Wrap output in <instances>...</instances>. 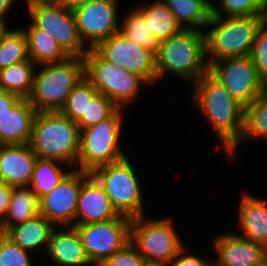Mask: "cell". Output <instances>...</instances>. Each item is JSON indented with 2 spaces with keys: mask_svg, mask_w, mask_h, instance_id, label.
Listing matches in <instances>:
<instances>
[{
  "mask_svg": "<svg viewBox=\"0 0 267 266\" xmlns=\"http://www.w3.org/2000/svg\"><path fill=\"white\" fill-rule=\"evenodd\" d=\"M191 101L202 120L220 140L225 156L240 142L245 127V107L209 72L191 87ZM206 120V121H205Z\"/></svg>",
  "mask_w": 267,
  "mask_h": 266,
  "instance_id": "cell-1",
  "label": "cell"
},
{
  "mask_svg": "<svg viewBox=\"0 0 267 266\" xmlns=\"http://www.w3.org/2000/svg\"><path fill=\"white\" fill-rule=\"evenodd\" d=\"M156 66L157 80L172 75L186 81L190 88L209 72L204 31L181 29L169 39L159 42Z\"/></svg>",
  "mask_w": 267,
  "mask_h": 266,
  "instance_id": "cell-2",
  "label": "cell"
},
{
  "mask_svg": "<svg viewBox=\"0 0 267 266\" xmlns=\"http://www.w3.org/2000/svg\"><path fill=\"white\" fill-rule=\"evenodd\" d=\"M29 145L41 159H51L78 169L80 129L60 111L37 112Z\"/></svg>",
  "mask_w": 267,
  "mask_h": 266,
  "instance_id": "cell-3",
  "label": "cell"
},
{
  "mask_svg": "<svg viewBox=\"0 0 267 266\" xmlns=\"http://www.w3.org/2000/svg\"><path fill=\"white\" fill-rule=\"evenodd\" d=\"M265 15L211 16L204 30L208 65L225 58L249 56Z\"/></svg>",
  "mask_w": 267,
  "mask_h": 266,
  "instance_id": "cell-4",
  "label": "cell"
},
{
  "mask_svg": "<svg viewBox=\"0 0 267 266\" xmlns=\"http://www.w3.org/2000/svg\"><path fill=\"white\" fill-rule=\"evenodd\" d=\"M36 68L29 102L38 112L60 111L74 86L84 78L83 58L69 57Z\"/></svg>",
  "mask_w": 267,
  "mask_h": 266,
  "instance_id": "cell-5",
  "label": "cell"
},
{
  "mask_svg": "<svg viewBox=\"0 0 267 266\" xmlns=\"http://www.w3.org/2000/svg\"><path fill=\"white\" fill-rule=\"evenodd\" d=\"M83 62L84 78L118 108L132 105L141 94V88L151 87L137 73L105 61L93 49H89L83 56Z\"/></svg>",
  "mask_w": 267,
  "mask_h": 266,
  "instance_id": "cell-6",
  "label": "cell"
},
{
  "mask_svg": "<svg viewBox=\"0 0 267 266\" xmlns=\"http://www.w3.org/2000/svg\"><path fill=\"white\" fill-rule=\"evenodd\" d=\"M125 112L118 108L109 118L80 130L79 170L91 173L98 167L127 157L120 143Z\"/></svg>",
  "mask_w": 267,
  "mask_h": 266,
  "instance_id": "cell-7",
  "label": "cell"
},
{
  "mask_svg": "<svg viewBox=\"0 0 267 266\" xmlns=\"http://www.w3.org/2000/svg\"><path fill=\"white\" fill-rule=\"evenodd\" d=\"M138 173L127 156L98 167L90 174L102 186L117 213L132 219L145 215L143 188Z\"/></svg>",
  "mask_w": 267,
  "mask_h": 266,
  "instance_id": "cell-8",
  "label": "cell"
},
{
  "mask_svg": "<svg viewBox=\"0 0 267 266\" xmlns=\"http://www.w3.org/2000/svg\"><path fill=\"white\" fill-rule=\"evenodd\" d=\"M174 223L170 217L148 219L142 215L131 219L130 241L144 261L171 264L185 245Z\"/></svg>",
  "mask_w": 267,
  "mask_h": 266,
  "instance_id": "cell-9",
  "label": "cell"
},
{
  "mask_svg": "<svg viewBox=\"0 0 267 266\" xmlns=\"http://www.w3.org/2000/svg\"><path fill=\"white\" fill-rule=\"evenodd\" d=\"M27 9L35 27L47 31L70 57L83 58L89 48L80 37L72 8L58 0L34 4Z\"/></svg>",
  "mask_w": 267,
  "mask_h": 266,
  "instance_id": "cell-10",
  "label": "cell"
},
{
  "mask_svg": "<svg viewBox=\"0 0 267 266\" xmlns=\"http://www.w3.org/2000/svg\"><path fill=\"white\" fill-rule=\"evenodd\" d=\"M209 73L245 108L267 92L249 56L232 57L209 65Z\"/></svg>",
  "mask_w": 267,
  "mask_h": 266,
  "instance_id": "cell-11",
  "label": "cell"
},
{
  "mask_svg": "<svg viewBox=\"0 0 267 266\" xmlns=\"http://www.w3.org/2000/svg\"><path fill=\"white\" fill-rule=\"evenodd\" d=\"M74 227L92 266L99 265L124 247L131 239V218L124 215L104 222Z\"/></svg>",
  "mask_w": 267,
  "mask_h": 266,
  "instance_id": "cell-12",
  "label": "cell"
},
{
  "mask_svg": "<svg viewBox=\"0 0 267 266\" xmlns=\"http://www.w3.org/2000/svg\"><path fill=\"white\" fill-rule=\"evenodd\" d=\"M93 50L105 61L137 73L151 86L157 84V49L137 45L118 32L100 41Z\"/></svg>",
  "mask_w": 267,
  "mask_h": 266,
  "instance_id": "cell-13",
  "label": "cell"
},
{
  "mask_svg": "<svg viewBox=\"0 0 267 266\" xmlns=\"http://www.w3.org/2000/svg\"><path fill=\"white\" fill-rule=\"evenodd\" d=\"M118 0H95L72 8L80 37L93 49L120 30Z\"/></svg>",
  "mask_w": 267,
  "mask_h": 266,
  "instance_id": "cell-14",
  "label": "cell"
},
{
  "mask_svg": "<svg viewBox=\"0 0 267 266\" xmlns=\"http://www.w3.org/2000/svg\"><path fill=\"white\" fill-rule=\"evenodd\" d=\"M90 173L71 169L63 180L39 199V213L56 226H75L78 195Z\"/></svg>",
  "mask_w": 267,
  "mask_h": 266,
  "instance_id": "cell-15",
  "label": "cell"
},
{
  "mask_svg": "<svg viewBox=\"0 0 267 266\" xmlns=\"http://www.w3.org/2000/svg\"><path fill=\"white\" fill-rule=\"evenodd\" d=\"M215 266H253L267 255V249L236 234L223 232L212 238Z\"/></svg>",
  "mask_w": 267,
  "mask_h": 266,
  "instance_id": "cell-16",
  "label": "cell"
},
{
  "mask_svg": "<svg viewBox=\"0 0 267 266\" xmlns=\"http://www.w3.org/2000/svg\"><path fill=\"white\" fill-rule=\"evenodd\" d=\"M118 216L104 189L90 174L83 181L78 195L75 226L104 222Z\"/></svg>",
  "mask_w": 267,
  "mask_h": 266,
  "instance_id": "cell-17",
  "label": "cell"
},
{
  "mask_svg": "<svg viewBox=\"0 0 267 266\" xmlns=\"http://www.w3.org/2000/svg\"><path fill=\"white\" fill-rule=\"evenodd\" d=\"M36 159L29 144L0 145V182L12 187H28Z\"/></svg>",
  "mask_w": 267,
  "mask_h": 266,
  "instance_id": "cell-18",
  "label": "cell"
},
{
  "mask_svg": "<svg viewBox=\"0 0 267 266\" xmlns=\"http://www.w3.org/2000/svg\"><path fill=\"white\" fill-rule=\"evenodd\" d=\"M37 110L28 98H20L0 112V145L29 144Z\"/></svg>",
  "mask_w": 267,
  "mask_h": 266,
  "instance_id": "cell-19",
  "label": "cell"
},
{
  "mask_svg": "<svg viewBox=\"0 0 267 266\" xmlns=\"http://www.w3.org/2000/svg\"><path fill=\"white\" fill-rule=\"evenodd\" d=\"M251 192H241L238 208L239 236L267 249V202Z\"/></svg>",
  "mask_w": 267,
  "mask_h": 266,
  "instance_id": "cell-20",
  "label": "cell"
},
{
  "mask_svg": "<svg viewBox=\"0 0 267 266\" xmlns=\"http://www.w3.org/2000/svg\"><path fill=\"white\" fill-rule=\"evenodd\" d=\"M45 253L55 266L92 265L74 226H56Z\"/></svg>",
  "mask_w": 267,
  "mask_h": 266,
  "instance_id": "cell-21",
  "label": "cell"
},
{
  "mask_svg": "<svg viewBox=\"0 0 267 266\" xmlns=\"http://www.w3.org/2000/svg\"><path fill=\"white\" fill-rule=\"evenodd\" d=\"M55 228V224L38 214L26 222L11 226L4 234L22 249L33 253L31 251L37 249L47 251Z\"/></svg>",
  "mask_w": 267,
  "mask_h": 266,
  "instance_id": "cell-22",
  "label": "cell"
},
{
  "mask_svg": "<svg viewBox=\"0 0 267 266\" xmlns=\"http://www.w3.org/2000/svg\"><path fill=\"white\" fill-rule=\"evenodd\" d=\"M135 6L158 43L169 39L182 29L163 0H152L150 3L146 1Z\"/></svg>",
  "mask_w": 267,
  "mask_h": 266,
  "instance_id": "cell-23",
  "label": "cell"
},
{
  "mask_svg": "<svg viewBox=\"0 0 267 266\" xmlns=\"http://www.w3.org/2000/svg\"><path fill=\"white\" fill-rule=\"evenodd\" d=\"M22 29L28 41L29 58L36 66L59 63L70 57L44 29L35 27L31 22Z\"/></svg>",
  "mask_w": 267,
  "mask_h": 266,
  "instance_id": "cell-24",
  "label": "cell"
},
{
  "mask_svg": "<svg viewBox=\"0 0 267 266\" xmlns=\"http://www.w3.org/2000/svg\"><path fill=\"white\" fill-rule=\"evenodd\" d=\"M267 142V92L254 100L245 108V127L240 142L225 156L228 160H236L238 148L243 141ZM252 140V141H251Z\"/></svg>",
  "mask_w": 267,
  "mask_h": 266,
  "instance_id": "cell-25",
  "label": "cell"
},
{
  "mask_svg": "<svg viewBox=\"0 0 267 266\" xmlns=\"http://www.w3.org/2000/svg\"><path fill=\"white\" fill-rule=\"evenodd\" d=\"M182 29L204 31L211 17V6L206 0H163Z\"/></svg>",
  "mask_w": 267,
  "mask_h": 266,
  "instance_id": "cell-26",
  "label": "cell"
},
{
  "mask_svg": "<svg viewBox=\"0 0 267 266\" xmlns=\"http://www.w3.org/2000/svg\"><path fill=\"white\" fill-rule=\"evenodd\" d=\"M39 213V199L33 190L28 187H13L10 203L0 226L5 233L11 226L26 222Z\"/></svg>",
  "mask_w": 267,
  "mask_h": 266,
  "instance_id": "cell-27",
  "label": "cell"
},
{
  "mask_svg": "<svg viewBox=\"0 0 267 266\" xmlns=\"http://www.w3.org/2000/svg\"><path fill=\"white\" fill-rule=\"evenodd\" d=\"M35 69L31 59L0 69V90L28 98L33 88Z\"/></svg>",
  "mask_w": 267,
  "mask_h": 266,
  "instance_id": "cell-28",
  "label": "cell"
},
{
  "mask_svg": "<svg viewBox=\"0 0 267 266\" xmlns=\"http://www.w3.org/2000/svg\"><path fill=\"white\" fill-rule=\"evenodd\" d=\"M67 168L68 165L56 160L37 158L29 187L40 199L50 193L71 171Z\"/></svg>",
  "mask_w": 267,
  "mask_h": 266,
  "instance_id": "cell-29",
  "label": "cell"
},
{
  "mask_svg": "<svg viewBox=\"0 0 267 266\" xmlns=\"http://www.w3.org/2000/svg\"><path fill=\"white\" fill-rule=\"evenodd\" d=\"M8 28L0 38V69L29 60L28 41L22 27Z\"/></svg>",
  "mask_w": 267,
  "mask_h": 266,
  "instance_id": "cell-30",
  "label": "cell"
},
{
  "mask_svg": "<svg viewBox=\"0 0 267 266\" xmlns=\"http://www.w3.org/2000/svg\"><path fill=\"white\" fill-rule=\"evenodd\" d=\"M120 30L125 37L135 42L137 45L148 48L157 49L158 42L149 32L147 23L143 16L134 8L127 12L122 20H120Z\"/></svg>",
  "mask_w": 267,
  "mask_h": 266,
  "instance_id": "cell-31",
  "label": "cell"
},
{
  "mask_svg": "<svg viewBox=\"0 0 267 266\" xmlns=\"http://www.w3.org/2000/svg\"><path fill=\"white\" fill-rule=\"evenodd\" d=\"M98 91L85 79L79 81L72 89L60 112L70 120L77 122L86 113L89 101Z\"/></svg>",
  "mask_w": 267,
  "mask_h": 266,
  "instance_id": "cell-32",
  "label": "cell"
},
{
  "mask_svg": "<svg viewBox=\"0 0 267 266\" xmlns=\"http://www.w3.org/2000/svg\"><path fill=\"white\" fill-rule=\"evenodd\" d=\"M216 2L218 3L211 4V16L264 15L263 0H217Z\"/></svg>",
  "mask_w": 267,
  "mask_h": 266,
  "instance_id": "cell-33",
  "label": "cell"
},
{
  "mask_svg": "<svg viewBox=\"0 0 267 266\" xmlns=\"http://www.w3.org/2000/svg\"><path fill=\"white\" fill-rule=\"evenodd\" d=\"M118 107L104 94L97 93L89 101L86 113L76 122L80 130L95 126L109 118Z\"/></svg>",
  "mask_w": 267,
  "mask_h": 266,
  "instance_id": "cell-34",
  "label": "cell"
},
{
  "mask_svg": "<svg viewBox=\"0 0 267 266\" xmlns=\"http://www.w3.org/2000/svg\"><path fill=\"white\" fill-rule=\"evenodd\" d=\"M10 240L4 233L0 235V266H35L31 253Z\"/></svg>",
  "mask_w": 267,
  "mask_h": 266,
  "instance_id": "cell-35",
  "label": "cell"
},
{
  "mask_svg": "<svg viewBox=\"0 0 267 266\" xmlns=\"http://www.w3.org/2000/svg\"><path fill=\"white\" fill-rule=\"evenodd\" d=\"M249 57L259 77L267 85V19L258 30Z\"/></svg>",
  "mask_w": 267,
  "mask_h": 266,
  "instance_id": "cell-36",
  "label": "cell"
},
{
  "mask_svg": "<svg viewBox=\"0 0 267 266\" xmlns=\"http://www.w3.org/2000/svg\"><path fill=\"white\" fill-rule=\"evenodd\" d=\"M144 262L138 248L129 241L124 247L97 266H143Z\"/></svg>",
  "mask_w": 267,
  "mask_h": 266,
  "instance_id": "cell-37",
  "label": "cell"
},
{
  "mask_svg": "<svg viewBox=\"0 0 267 266\" xmlns=\"http://www.w3.org/2000/svg\"><path fill=\"white\" fill-rule=\"evenodd\" d=\"M187 247L184 246L177 256L173 259L171 262V266H211L212 265V259L210 260L206 257L202 258V256H199L195 253L187 252Z\"/></svg>",
  "mask_w": 267,
  "mask_h": 266,
  "instance_id": "cell-38",
  "label": "cell"
},
{
  "mask_svg": "<svg viewBox=\"0 0 267 266\" xmlns=\"http://www.w3.org/2000/svg\"><path fill=\"white\" fill-rule=\"evenodd\" d=\"M13 187L0 182V226L3 224L10 203Z\"/></svg>",
  "mask_w": 267,
  "mask_h": 266,
  "instance_id": "cell-39",
  "label": "cell"
},
{
  "mask_svg": "<svg viewBox=\"0 0 267 266\" xmlns=\"http://www.w3.org/2000/svg\"><path fill=\"white\" fill-rule=\"evenodd\" d=\"M20 98L16 94L0 90V112L12 108Z\"/></svg>",
  "mask_w": 267,
  "mask_h": 266,
  "instance_id": "cell-40",
  "label": "cell"
},
{
  "mask_svg": "<svg viewBox=\"0 0 267 266\" xmlns=\"http://www.w3.org/2000/svg\"><path fill=\"white\" fill-rule=\"evenodd\" d=\"M17 0H0V20L3 21L8 27V14L14 7ZM13 6V7H12Z\"/></svg>",
  "mask_w": 267,
  "mask_h": 266,
  "instance_id": "cell-41",
  "label": "cell"
},
{
  "mask_svg": "<svg viewBox=\"0 0 267 266\" xmlns=\"http://www.w3.org/2000/svg\"><path fill=\"white\" fill-rule=\"evenodd\" d=\"M63 3H66L70 8L77 6L82 3L91 2L95 0H61Z\"/></svg>",
  "mask_w": 267,
  "mask_h": 266,
  "instance_id": "cell-42",
  "label": "cell"
},
{
  "mask_svg": "<svg viewBox=\"0 0 267 266\" xmlns=\"http://www.w3.org/2000/svg\"><path fill=\"white\" fill-rule=\"evenodd\" d=\"M58 0H25V4L27 7L34 5V4H39V3H51V2H56Z\"/></svg>",
  "mask_w": 267,
  "mask_h": 266,
  "instance_id": "cell-43",
  "label": "cell"
},
{
  "mask_svg": "<svg viewBox=\"0 0 267 266\" xmlns=\"http://www.w3.org/2000/svg\"><path fill=\"white\" fill-rule=\"evenodd\" d=\"M143 266H171L170 264L156 263V262H144Z\"/></svg>",
  "mask_w": 267,
  "mask_h": 266,
  "instance_id": "cell-44",
  "label": "cell"
},
{
  "mask_svg": "<svg viewBox=\"0 0 267 266\" xmlns=\"http://www.w3.org/2000/svg\"><path fill=\"white\" fill-rule=\"evenodd\" d=\"M8 28L9 27L3 21L0 20V38Z\"/></svg>",
  "mask_w": 267,
  "mask_h": 266,
  "instance_id": "cell-45",
  "label": "cell"
},
{
  "mask_svg": "<svg viewBox=\"0 0 267 266\" xmlns=\"http://www.w3.org/2000/svg\"><path fill=\"white\" fill-rule=\"evenodd\" d=\"M253 266H267V255Z\"/></svg>",
  "mask_w": 267,
  "mask_h": 266,
  "instance_id": "cell-46",
  "label": "cell"
},
{
  "mask_svg": "<svg viewBox=\"0 0 267 266\" xmlns=\"http://www.w3.org/2000/svg\"><path fill=\"white\" fill-rule=\"evenodd\" d=\"M263 6H264V15L267 18V0H263Z\"/></svg>",
  "mask_w": 267,
  "mask_h": 266,
  "instance_id": "cell-47",
  "label": "cell"
},
{
  "mask_svg": "<svg viewBox=\"0 0 267 266\" xmlns=\"http://www.w3.org/2000/svg\"><path fill=\"white\" fill-rule=\"evenodd\" d=\"M209 4H210V6H211V4L214 2V1H216V0H214V1H211V0H206Z\"/></svg>",
  "mask_w": 267,
  "mask_h": 266,
  "instance_id": "cell-48",
  "label": "cell"
}]
</instances>
